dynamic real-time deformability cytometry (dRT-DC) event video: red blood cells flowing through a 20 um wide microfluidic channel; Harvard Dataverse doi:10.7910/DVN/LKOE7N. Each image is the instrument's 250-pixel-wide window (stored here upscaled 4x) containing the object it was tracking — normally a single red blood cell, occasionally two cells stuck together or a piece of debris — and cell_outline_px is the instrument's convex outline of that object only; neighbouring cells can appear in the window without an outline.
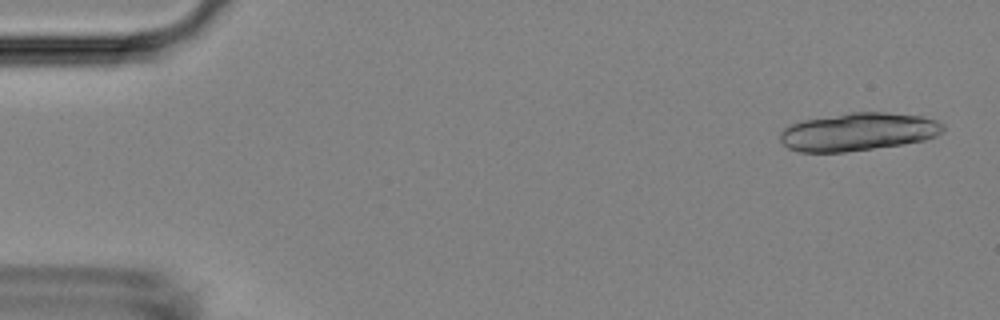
{"species": "Egyptian fruit bat (a non-hibernating species)", "species_latin": "Rousettus aegyptiacus", "temperature_condition": "room temperature", "stored_images_in_passage": 6, "camera_frame_rate_fps": 3000, "um_per_image_px": 0.085, "animal": {"sex": "female"}, "frame": {"image": 1, "passage_image": 2, "time_ms": 0.333, "image_size_px": [1000, 320], "cell_outline_px": [[944, 132], [936, 136], [924, 140], [900, 144], [844, 152], [800, 152], [788, 148], [780, 140], [780, 132], [784, 128], [800, 120], [848, 112], [888, 112], [924, 116], [936, 120], [944, 124]], "centroid_in_image_um": [72.95, 11.18], "position_along_channel_um": 12.1, "area_um2": 36.24}}